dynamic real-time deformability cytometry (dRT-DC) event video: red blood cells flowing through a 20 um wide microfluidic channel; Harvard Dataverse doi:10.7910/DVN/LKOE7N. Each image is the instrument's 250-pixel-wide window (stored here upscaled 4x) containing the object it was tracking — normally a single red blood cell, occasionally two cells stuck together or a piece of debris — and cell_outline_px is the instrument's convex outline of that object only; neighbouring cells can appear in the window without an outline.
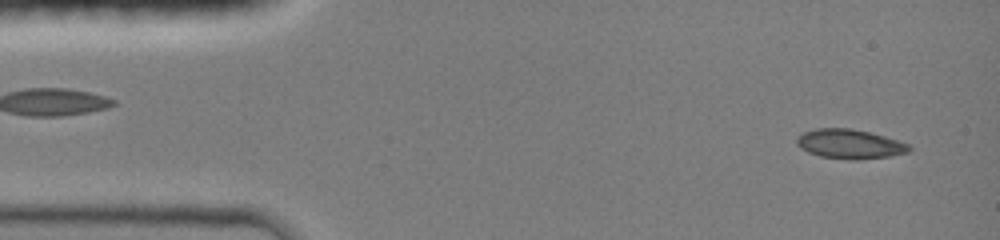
{"species": "common noctule bat (a hibernating species)", "species_latin": "Nyctalus noctula", "temperature_condition": "room temperature", "stored_images_in_passage": 44, "camera_frame_rate_fps": 3000, "um_per_image_px": 0.085, "animal": {"sex": "female", "body_mass_g": 19.0, "forearm_length_mm": 51.5}, "frame": {"image": 1, "passage_image": 2, "time_ms": 0.333, "image_size_px": [1000, 240], "cell_outline_px": [[912, 148], [908, 152], [888, 156], [820, 156], [808, 152], [796, 140], [804, 132], [816, 128], [852, 128], [884, 136], [908, 144]], "centroid_in_image_um": [72.24, 12.17], "position_along_channel_um": 12.8, "area_um2": 17.8}}
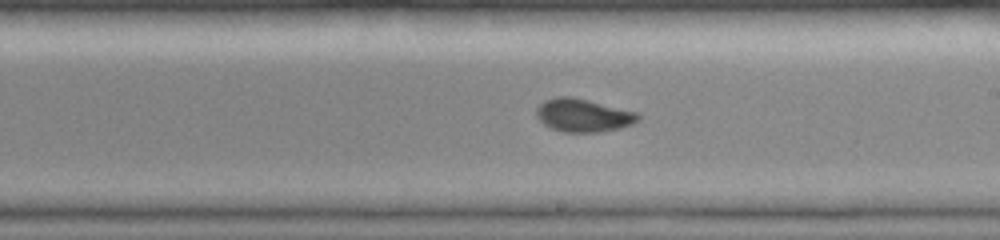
{"frame": {"image": 2, "passage_image": 25, "time_ms": 8.0, "image_size_px": [1000, 240], "cell_outline_px": [[640, 120], [632, 124], [620, 128], [600, 132], [564, 132], [552, 128], [544, 124], [536, 116], [536, 108], [544, 100], [556, 96], [572, 96], [640, 112]], "centroid_in_image_um": [49.6, 9.79], "position_along_channel_um": 239.4, "area_um2": 19.88}}
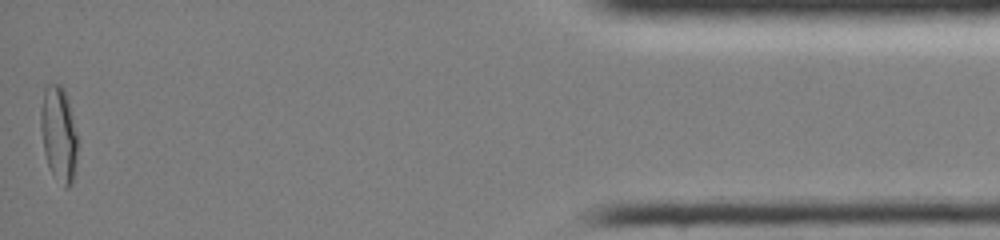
{"frame": {"image": 3, "passage_image": 44, "time_ms": 14.333, "image_size_px": [1000, 240], "cell_outline_px": [[76, 160], [72, 184], [68, 188], [64, 188], [52, 172], [48, 164], [44, 152], [40, 128], [40, 108], [44, 88], [48, 84], [60, 84], [64, 88], [68, 100], [76, 136]], "centroid_in_image_um": [4.96, 11.36], "position_along_channel_um": 430.2, "area_um2": 20.23}, "authors_computed_cell_mechanics": {"area_um2": 18.9006, "velocity_mm_per_s": 4.198, "shape_relaxation_time_tau1_ms": 8.3575, "shape_relaxation_time_tau2_ms": 1.1988, "deformation_change_tau1": 0.2216, "deformation_change_tau2": 0.0316}}